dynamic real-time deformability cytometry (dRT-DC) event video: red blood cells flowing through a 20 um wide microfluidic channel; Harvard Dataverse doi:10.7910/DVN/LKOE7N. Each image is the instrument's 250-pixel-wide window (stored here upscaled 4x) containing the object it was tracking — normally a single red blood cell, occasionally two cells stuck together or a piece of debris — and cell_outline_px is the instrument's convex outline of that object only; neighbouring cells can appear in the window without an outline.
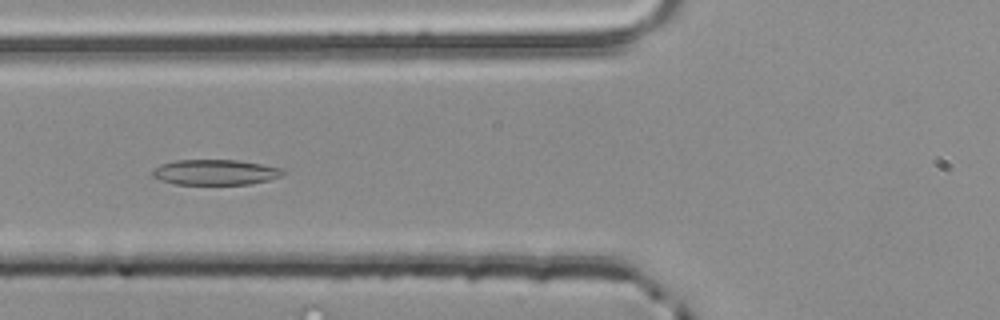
{"species": "common noctule bat (a hibernating species)", "species_latin": "Nyctalus noctula", "temperature_condition": "room temperature", "stored_images_in_passage": 53, "camera_frame_rate_fps": 3000, "um_per_image_px": 0.085, "animal": {"sex": "male", "body_mass_g": 20.4}, "frame": {"image": 1, "passage_image": 21, "time_ms": 6.667, "image_size_px": [1000, 320], "cell_outline_px": [[288, 172], [280, 176], [268, 180], [248, 184], [176, 184], [160, 180], [152, 176], [152, 172], [160, 164], [176, 160], [236, 160], [284, 168]], "centroid_in_image_um": [18.32, 14.64], "position_along_channel_um": 107.5, "area_um2": 19.25}}
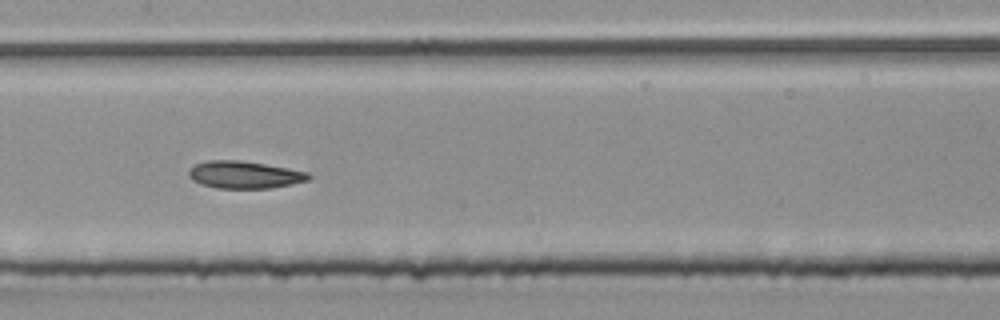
{"frame": {"image": 2, "passage_image": 27, "time_ms": 8.667, "image_size_px": [1000, 320], "cell_outline_px": [[312, 176], [308, 180], [292, 184], [268, 188], [216, 188], [200, 184], [192, 180], [188, 176], [188, 172], [196, 164], [208, 160], [240, 160], [288, 168], [308, 172]], "centroid_in_image_um": [20.77, 14.85], "position_along_channel_um": 186.6, "area_um2": 19.02}}
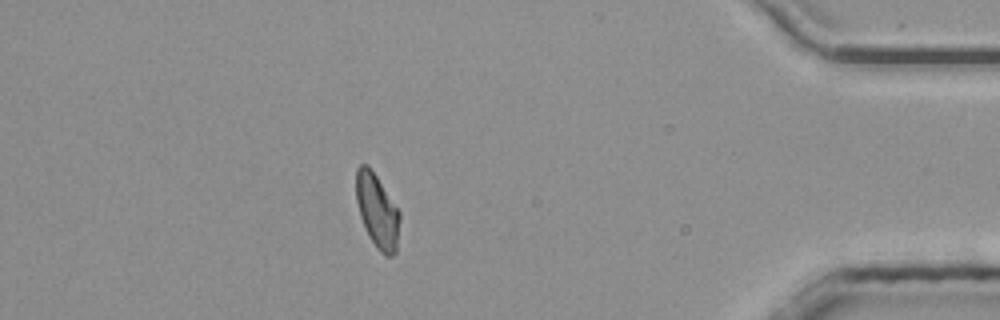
{"frame": {"image": 3, "passage_image": 47, "time_ms": 15.333, "image_size_px": [1000, 320], "cell_outline_px": [[400, 220], [396, 252], [392, 256], [384, 256], [376, 248], [360, 216], [356, 200], [356, 168], [360, 164], [368, 164], [400, 212]], "centroid_in_image_um": [32.07, 17.93], "position_along_channel_um": 403.1, "area_um2": 18.61}, "authors_computed_cell_mechanics": {"area_um2": 19.1896, "velocity_mm_per_s": 3.9391, "shape_relaxation_time_tau1_ms": 3.819, "shape_relaxation_time_tau2_ms": 2.1549, "deformation_change_tau1": 0.111, "deformation_change_tau2": 0.0811}}